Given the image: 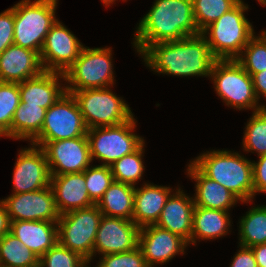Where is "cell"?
<instances>
[{
	"label": "cell",
	"mask_w": 266,
	"mask_h": 267,
	"mask_svg": "<svg viewBox=\"0 0 266 267\" xmlns=\"http://www.w3.org/2000/svg\"><path fill=\"white\" fill-rule=\"evenodd\" d=\"M65 75L58 72L43 71L40 75L19 83L21 103L40 106L46 110L65 92ZM62 84V85H60Z\"/></svg>",
	"instance_id": "ffe728a7"
},
{
	"label": "cell",
	"mask_w": 266,
	"mask_h": 267,
	"mask_svg": "<svg viewBox=\"0 0 266 267\" xmlns=\"http://www.w3.org/2000/svg\"><path fill=\"white\" fill-rule=\"evenodd\" d=\"M230 267H257L252 249L240 246V250L233 257Z\"/></svg>",
	"instance_id": "ab89813d"
},
{
	"label": "cell",
	"mask_w": 266,
	"mask_h": 267,
	"mask_svg": "<svg viewBox=\"0 0 266 267\" xmlns=\"http://www.w3.org/2000/svg\"><path fill=\"white\" fill-rule=\"evenodd\" d=\"M257 267H266V243L251 247Z\"/></svg>",
	"instance_id": "7bdbcfd3"
},
{
	"label": "cell",
	"mask_w": 266,
	"mask_h": 267,
	"mask_svg": "<svg viewBox=\"0 0 266 267\" xmlns=\"http://www.w3.org/2000/svg\"><path fill=\"white\" fill-rule=\"evenodd\" d=\"M43 149L51 176L84 172L92 162L87 137L31 142Z\"/></svg>",
	"instance_id": "7c38bea8"
},
{
	"label": "cell",
	"mask_w": 266,
	"mask_h": 267,
	"mask_svg": "<svg viewBox=\"0 0 266 267\" xmlns=\"http://www.w3.org/2000/svg\"><path fill=\"white\" fill-rule=\"evenodd\" d=\"M58 0H21L14 9V45L36 51L39 55L46 36L58 20Z\"/></svg>",
	"instance_id": "5b68a950"
},
{
	"label": "cell",
	"mask_w": 266,
	"mask_h": 267,
	"mask_svg": "<svg viewBox=\"0 0 266 267\" xmlns=\"http://www.w3.org/2000/svg\"><path fill=\"white\" fill-rule=\"evenodd\" d=\"M258 158V162L252 161L253 198L256 193H266V154Z\"/></svg>",
	"instance_id": "f35d334b"
},
{
	"label": "cell",
	"mask_w": 266,
	"mask_h": 267,
	"mask_svg": "<svg viewBox=\"0 0 266 267\" xmlns=\"http://www.w3.org/2000/svg\"><path fill=\"white\" fill-rule=\"evenodd\" d=\"M66 92L75 98L87 129L120 125L134 116L110 87Z\"/></svg>",
	"instance_id": "8992f818"
},
{
	"label": "cell",
	"mask_w": 266,
	"mask_h": 267,
	"mask_svg": "<svg viewBox=\"0 0 266 267\" xmlns=\"http://www.w3.org/2000/svg\"><path fill=\"white\" fill-rule=\"evenodd\" d=\"M148 267L166 264L175 255L185 253L188 243L179 235L155 224L140 228L139 244Z\"/></svg>",
	"instance_id": "e0dca14e"
},
{
	"label": "cell",
	"mask_w": 266,
	"mask_h": 267,
	"mask_svg": "<svg viewBox=\"0 0 266 267\" xmlns=\"http://www.w3.org/2000/svg\"><path fill=\"white\" fill-rule=\"evenodd\" d=\"M199 34L192 0H155L136 28L133 46L140 55L153 43L176 41Z\"/></svg>",
	"instance_id": "7a4b0ae2"
},
{
	"label": "cell",
	"mask_w": 266,
	"mask_h": 267,
	"mask_svg": "<svg viewBox=\"0 0 266 267\" xmlns=\"http://www.w3.org/2000/svg\"><path fill=\"white\" fill-rule=\"evenodd\" d=\"M248 9V5L240 0L201 32L217 60L237 59L254 36V28L244 13Z\"/></svg>",
	"instance_id": "277c9868"
},
{
	"label": "cell",
	"mask_w": 266,
	"mask_h": 267,
	"mask_svg": "<svg viewBox=\"0 0 266 267\" xmlns=\"http://www.w3.org/2000/svg\"><path fill=\"white\" fill-rule=\"evenodd\" d=\"M102 216L96 204L60 215L57 222L58 242L91 262Z\"/></svg>",
	"instance_id": "30bf717a"
},
{
	"label": "cell",
	"mask_w": 266,
	"mask_h": 267,
	"mask_svg": "<svg viewBox=\"0 0 266 267\" xmlns=\"http://www.w3.org/2000/svg\"><path fill=\"white\" fill-rule=\"evenodd\" d=\"M50 186L60 215L95 204L87 192L83 172L51 176Z\"/></svg>",
	"instance_id": "44dd1931"
},
{
	"label": "cell",
	"mask_w": 266,
	"mask_h": 267,
	"mask_svg": "<svg viewBox=\"0 0 266 267\" xmlns=\"http://www.w3.org/2000/svg\"><path fill=\"white\" fill-rule=\"evenodd\" d=\"M19 83L0 82V131L11 138L14 113L20 105Z\"/></svg>",
	"instance_id": "836d02e7"
},
{
	"label": "cell",
	"mask_w": 266,
	"mask_h": 267,
	"mask_svg": "<svg viewBox=\"0 0 266 267\" xmlns=\"http://www.w3.org/2000/svg\"><path fill=\"white\" fill-rule=\"evenodd\" d=\"M87 137V127L72 94L65 92L46 110L40 134L32 142Z\"/></svg>",
	"instance_id": "8fae6325"
},
{
	"label": "cell",
	"mask_w": 266,
	"mask_h": 267,
	"mask_svg": "<svg viewBox=\"0 0 266 267\" xmlns=\"http://www.w3.org/2000/svg\"><path fill=\"white\" fill-rule=\"evenodd\" d=\"M84 45L60 21L48 31L40 60L44 71L65 73L80 55Z\"/></svg>",
	"instance_id": "4fadbf2b"
},
{
	"label": "cell",
	"mask_w": 266,
	"mask_h": 267,
	"mask_svg": "<svg viewBox=\"0 0 266 267\" xmlns=\"http://www.w3.org/2000/svg\"><path fill=\"white\" fill-rule=\"evenodd\" d=\"M11 221L7 213L6 207L0 200V239L10 232Z\"/></svg>",
	"instance_id": "b9f144b4"
},
{
	"label": "cell",
	"mask_w": 266,
	"mask_h": 267,
	"mask_svg": "<svg viewBox=\"0 0 266 267\" xmlns=\"http://www.w3.org/2000/svg\"><path fill=\"white\" fill-rule=\"evenodd\" d=\"M253 86L258 101L260 97L266 98V69L252 76Z\"/></svg>",
	"instance_id": "60d3db41"
},
{
	"label": "cell",
	"mask_w": 266,
	"mask_h": 267,
	"mask_svg": "<svg viewBox=\"0 0 266 267\" xmlns=\"http://www.w3.org/2000/svg\"><path fill=\"white\" fill-rule=\"evenodd\" d=\"M87 192L90 199L97 204L110 185L114 182L110 166H90L84 172Z\"/></svg>",
	"instance_id": "e575fe53"
},
{
	"label": "cell",
	"mask_w": 266,
	"mask_h": 267,
	"mask_svg": "<svg viewBox=\"0 0 266 267\" xmlns=\"http://www.w3.org/2000/svg\"><path fill=\"white\" fill-rule=\"evenodd\" d=\"M191 162L205 176L227 188L241 202L253 201L251 160L237 152L213 150L200 154Z\"/></svg>",
	"instance_id": "3957f363"
},
{
	"label": "cell",
	"mask_w": 266,
	"mask_h": 267,
	"mask_svg": "<svg viewBox=\"0 0 266 267\" xmlns=\"http://www.w3.org/2000/svg\"><path fill=\"white\" fill-rule=\"evenodd\" d=\"M20 150L13 171V193L32 192L50 186L51 174L43 149L34 144Z\"/></svg>",
	"instance_id": "9a60e30c"
},
{
	"label": "cell",
	"mask_w": 266,
	"mask_h": 267,
	"mask_svg": "<svg viewBox=\"0 0 266 267\" xmlns=\"http://www.w3.org/2000/svg\"><path fill=\"white\" fill-rule=\"evenodd\" d=\"M145 142L133 153L128 154L115 161L110 167L113 179L116 182L129 184L135 187L143 176L145 166L143 164Z\"/></svg>",
	"instance_id": "f546056e"
},
{
	"label": "cell",
	"mask_w": 266,
	"mask_h": 267,
	"mask_svg": "<svg viewBox=\"0 0 266 267\" xmlns=\"http://www.w3.org/2000/svg\"><path fill=\"white\" fill-rule=\"evenodd\" d=\"M194 206V199L187 196L179 187L175 193L170 195L155 225L179 235L189 245L191 244Z\"/></svg>",
	"instance_id": "d6986e66"
},
{
	"label": "cell",
	"mask_w": 266,
	"mask_h": 267,
	"mask_svg": "<svg viewBox=\"0 0 266 267\" xmlns=\"http://www.w3.org/2000/svg\"><path fill=\"white\" fill-rule=\"evenodd\" d=\"M87 260L59 242L39 258L41 267H82Z\"/></svg>",
	"instance_id": "d590c367"
},
{
	"label": "cell",
	"mask_w": 266,
	"mask_h": 267,
	"mask_svg": "<svg viewBox=\"0 0 266 267\" xmlns=\"http://www.w3.org/2000/svg\"><path fill=\"white\" fill-rule=\"evenodd\" d=\"M10 221H48L57 223L60 214L51 186L32 192L11 194L2 199Z\"/></svg>",
	"instance_id": "5bb4252c"
},
{
	"label": "cell",
	"mask_w": 266,
	"mask_h": 267,
	"mask_svg": "<svg viewBox=\"0 0 266 267\" xmlns=\"http://www.w3.org/2000/svg\"><path fill=\"white\" fill-rule=\"evenodd\" d=\"M244 70L252 77L255 73L266 69V35L253 36L236 59Z\"/></svg>",
	"instance_id": "d6a6232c"
},
{
	"label": "cell",
	"mask_w": 266,
	"mask_h": 267,
	"mask_svg": "<svg viewBox=\"0 0 266 267\" xmlns=\"http://www.w3.org/2000/svg\"><path fill=\"white\" fill-rule=\"evenodd\" d=\"M2 136H5V135L0 131V137H2Z\"/></svg>",
	"instance_id": "7dc6e473"
},
{
	"label": "cell",
	"mask_w": 266,
	"mask_h": 267,
	"mask_svg": "<svg viewBox=\"0 0 266 267\" xmlns=\"http://www.w3.org/2000/svg\"><path fill=\"white\" fill-rule=\"evenodd\" d=\"M101 1L106 7H108L111 4H114L113 2H115L116 0H101ZM123 1H126V0H123Z\"/></svg>",
	"instance_id": "ee69618b"
},
{
	"label": "cell",
	"mask_w": 266,
	"mask_h": 267,
	"mask_svg": "<svg viewBox=\"0 0 266 267\" xmlns=\"http://www.w3.org/2000/svg\"><path fill=\"white\" fill-rule=\"evenodd\" d=\"M229 217L228 211L194 206L191 244L196 245L197 239H217L227 235L231 227Z\"/></svg>",
	"instance_id": "d4e9b609"
},
{
	"label": "cell",
	"mask_w": 266,
	"mask_h": 267,
	"mask_svg": "<svg viewBox=\"0 0 266 267\" xmlns=\"http://www.w3.org/2000/svg\"><path fill=\"white\" fill-rule=\"evenodd\" d=\"M14 9L0 13V54L14 44Z\"/></svg>",
	"instance_id": "74e56055"
},
{
	"label": "cell",
	"mask_w": 266,
	"mask_h": 267,
	"mask_svg": "<svg viewBox=\"0 0 266 267\" xmlns=\"http://www.w3.org/2000/svg\"><path fill=\"white\" fill-rule=\"evenodd\" d=\"M112 50L83 47L73 65L64 73L66 91L108 88L114 85Z\"/></svg>",
	"instance_id": "ba28073f"
},
{
	"label": "cell",
	"mask_w": 266,
	"mask_h": 267,
	"mask_svg": "<svg viewBox=\"0 0 266 267\" xmlns=\"http://www.w3.org/2000/svg\"><path fill=\"white\" fill-rule=\"evenodd\" d=\"M239 246L266 243V206H253L239 221Z\"/></svg>",
	"instance_id": "f1b7e54d"
},
{
	"label": "cell",
	"mask_w": 266,
	"mask_h": 267,
	"mask_svg": "<svg viewBox=\"0 0 266 267\" xmlns=\"http://www.w3.org/2000/svg\"><path fill=\"white\" fill-rule=\"evenodd\" d=\"M137 120L134 116L120 125L87 129L90 155L103 162L101 165L111 166L125 155L136 151L145 141L133 133Z\"/></svg>",
	"instance_id": "9c48e42d"
},
{
	"label": "cell",
	"mask_w": 266,
	"mask_h": 267,
	"mask_svg": "<svg viewBox=\"0 0 266 267\" xmlns=\"http://www.w3.org/2000/svg\"><path fill=\"white\" fill-rule=\"evenodd\" d=\"M210 77L216 93L227 106L253 109V112L266 107L258 104L253 79L236 59L216 60Z\"/></svg>",
	"instance_id": "52a82bcc"
},
{
	"label": "cell",
	"mask_w": 266,
	"mask_h": 267,
	"mask_svg": "<svg viewBox=\"0 0 266 267\" xmlns=\"http://www.w3.org/2000/svg\"><path fill=\"white\" fill-rule=\"evenodd\" d=\"M45 114V108L20 103L13 116L11 139H28L31 143L41 132Z\"/></svg>",
	"instance_id": "4316f807"
},
{
	"label": "cell",
	"mask_w": 266,
	"mask_h": 267,
	"mask_svg": "<svg viewBox=\"0 0 266 267\" xmlns=\"http://www.w3.org/2000/svg\"><path fill=\"white\" fill-rule=\"evenodd\" d=\"M135 187L114 181L96 204L102 215L132 220Z\"/></svg>",
	"instance_id": "484cf974"
},
{
	"label": "cell",
	"mask_w": 266,
	"mask_h": 267,
	"mask_svg": "<svg viewBox=\"0 0 266 267\" xmlns=\"http://www.w3.org/2000/svg\"><path fill=\"white\" fill-rule=\"evenodd\" d=\"M172 192L170 187L152 183L135 188L132 221L140 228L155 224Z\"/></svg>",
	"instance_id": "603a6c76"
},
{
	"label": "cell",
	"mask_w": 266,
	"mask_h": 267,
	"mask_svg": "<svg viewBox=\"0 0 266 267\" xmlns=\"http://www.w3.org/2000/svg\"><path fill=\"white\" fill-rule=\"evenodd\" d=\"M240 0H192L196 26L201 33Z\"/></svg>",
	"instance_id": "1f68e13d"
},
{
	"label": "cell",
	"mask_w": 266,
	"mask_h": 267,
	"mask_svg": "<svg viewBox=\"0 0 266 267\" xmlns=\"http://www.w3.org/2000/svg\"><path fill=\"white\" fill-rule=\"evenodd\" d=\"M187 175L196 182L193 198L195 206L230 211L240 201L227 188L205 176L191 161Z\"/></svg>",
	"instance_id": "7402d4cb"
},
{
	"label": "cell",
	"mask_w": 266,
	"mask_h": 267,
	"mask_svg": "<svg viewBox=\"0 0 266 267\" xmlns=\"http://www.w3.org/2000/svg\"><path fill=\"white\" fill-rule=\"evenodd\" d=\"M138 227L132 220L102 216L93 248V257L127 252L138 247Z\"/></svg>",
	"instance_id": "2e32d148"
},
{
	"label": "cell",
	"mask_w": 266,
	"mask_h": 267,
	"mask_svg": "<svg viewBox=\"0 0 266 267\" xmlns=\"http://www.w3.org/2000/svg\"><path fill=\"white\" fill-rule=\"evenodd\" d=\"M39 257L11 232L0 239V267H37Z\"/></svg>",
	"instance_id": "83f0119b"
},
{
	"label": "cell",
	"mask_w": 266,
	"mask_h": 267,
	"mask_svg": "<svg viewBox=\"0 0 266 267\" xmlns=\"http://www.w3.org/2000/svg\"><path fill=\"white\" fill-rule=\"evenodd\" d=\"M43 71L36 51L13 44L0 54V82L20 83Z\"/></svg>",
	"instance_id": "ac0fdd59"
},
{
	"label": "cell",
	"mask_w": 266,
	"mask_h": 267,
	"mask_svg": "<svg viewBox=\"0 0 266 267\" xmlns=\"http://www.w3.org/2000/svg\"><path fill=\"white\" fill-rule=\"evenodd\" d=\"M97 267H148L140 247L121 253L102 255Z\"/></svg>",
	"instance_id": "8d00e7d4"
},
{
	"label": "cell",
	"mask_w": 266,
	"mask_h": 267,
	"mask_svg": "<svg viewBox=\"0 0 266 267\" xmlns=\"http://www.w3.org/2000/svg\"><path fill=\"white\" fill-rule=\"evenodd\" d=\"M89 263H90L89 261H86L85 264H84L82 267H89V266H88ZM90 267H91V266H90ZM96 267H97V266H96Z\"/></svg>",
	"instance_id": "bcb514c9"
},
{
	"label": "cell",
	"mask_w": 266,
	"mask_h": 267,
	"mask_svg": "<svg viewBox=\"0 0 266 267\" xmlns=\"http://www.w3.org/2000/svg\"><path fill=\"white\" fill-rule=\"evenodd\" d=\"M243 150L256 152L257 156L266 154V107L252 113L243 136Z\"/></svg>",
	"instance_id": "4dcf8cb0"
},
{
	"label": "cell",
	"mask_w": 266,
	"mask_h": 267,
	"mask_svg": "<svg viewBox=\"0 0 266 267\" xmlns=\"http://www.w3.org/2000/svg\"><path fill=\"white\" fill-rule=\"evenodd\" d=\"M140 55L152 71L179 77H210L217 60L201 34L176 41L153 43Z\"/></svg>",
	"instance_id": "6da1fadb"
},
{
	"label": "cell",
	"mask_w": 266,
	"mask_h": 267,
	"mask_svg": "<svg viewBox=\"0 0 266 267\" xmlns=\"http://www.w3.org/2000/svg\"><path fill=\"white\" fill-rule=\"evenodd\" d=\"M10 232L39 258L58 242L55 222L11 221Z\"/></svg>",
	"instance_id": "cb8c5ba5"
},
{
	"label": "cell",
	"mask_w": 266,
	"mask_h": 267,
	"mask_svg": "<svg viewBox=\"0 0 266 267\" xmlns=\"http://www.w3.org/2000/svg\"><path fill=\"white\" fill-rule=\"evenodd\" d=\"M259 3H260V5H266V0H257Z\"/></svg>",
	"instance_id": "f6af8a7d"
}]
</instances>
